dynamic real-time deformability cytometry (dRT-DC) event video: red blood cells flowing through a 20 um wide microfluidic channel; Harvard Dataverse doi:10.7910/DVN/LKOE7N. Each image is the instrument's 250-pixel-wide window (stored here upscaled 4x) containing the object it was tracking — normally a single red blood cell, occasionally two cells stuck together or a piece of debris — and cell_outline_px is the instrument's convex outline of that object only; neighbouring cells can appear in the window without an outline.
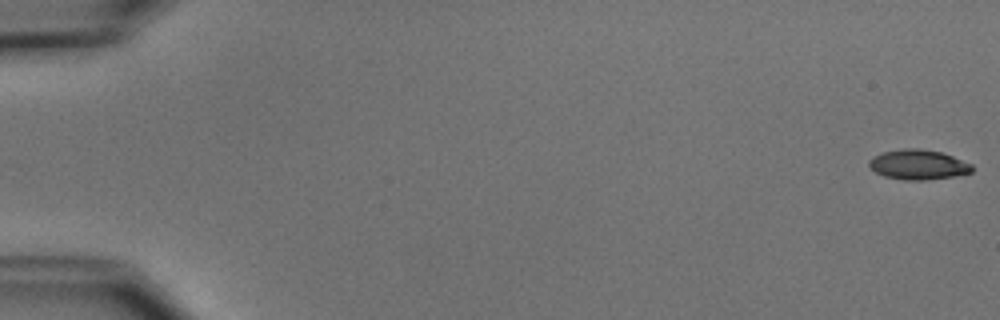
{"species": "common noctule bat (a hibernating species)", "species_latin": "Nyctalus noctula", "temperature_condition": "cold", "stored_images_in_passage": 17, "camera_frame_rate_fps": 3000, "um_per_image_px": 0.085, "animal": {"sex": "male", "body_mass_g": 15.6}, "frame": {"image": 1, "passage_image": 1, "time_ms": 0.0, "image_size_px": [1000, 320], "cell_outline_px": [[972, 172], [952, 176], [924, 180], [904, 180], [884, 176], [876, 172], [868, 164], [868, 160], [872, 156], [884, 152], [904, 148], [920, 148], [940, 152], [952, 156], [972, 164]], "centroid_in_image_um": [78.02, 13.98], "position_along_channel_um": 7.0, "area_um2": 17.8}}
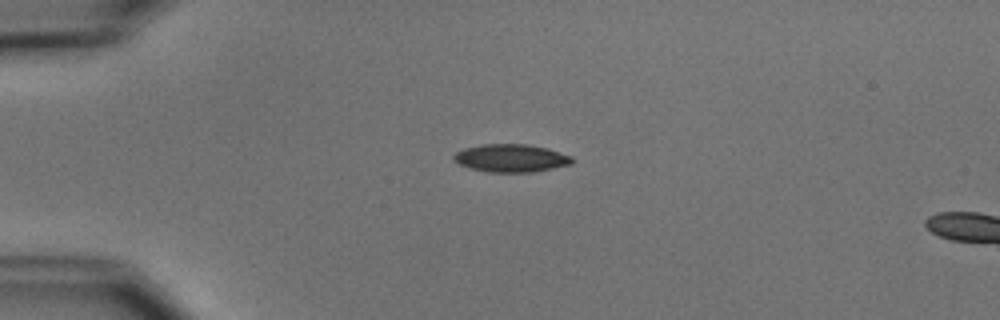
{"frame": {"image": 2, "passage_image": 14, "time_ms": 4.333, "image_size_px": [1000, 320], "cell_outline_px": [[572, 164], [532, 172], [488, 172], [468, 168], [452, 160], [452, 156], [456, 152], [464, 148], [484, 144], [528, 144], [548, 148], [572, 156]], "centroid_in_image_um": [43.41, 13.44], "position_along_channel_um": 41.6, "area_um2": 19.31}}